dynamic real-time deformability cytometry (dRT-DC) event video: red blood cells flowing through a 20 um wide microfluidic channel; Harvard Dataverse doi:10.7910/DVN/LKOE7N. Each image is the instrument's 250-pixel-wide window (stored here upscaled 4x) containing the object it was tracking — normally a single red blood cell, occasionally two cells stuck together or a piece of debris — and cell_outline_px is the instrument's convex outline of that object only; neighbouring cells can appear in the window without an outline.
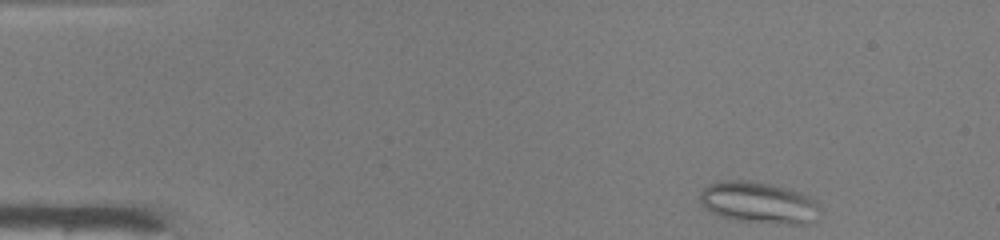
{"species": "common noctule bat (a hibernating species)", "species_latin": "Nyctalus noctula", "temperature_condition": "warm", "stored_images_in_passage": 44, "camera_frame_rate_fps": 3000, "um_per_image_px": 0.085, "animal": {"sex": "male", "body_mass_g": 19.0, "forearm_length_mm": 50.8}, "frame": {"image": 1, "passage_image": 1, "time_ms": 0.0, "image_size_px": [1000, 240], "cell_outline_px": [[824, 212], [816, 220], [808, 224], [788, 224], [736, 220], [720, 216], [704, 208], [700, 204], [700, 192], [708, 184], [720, 180], [752, 180], [784, 188], [808, 196]], "centroid_in_image_um": [64.47, 17.23], "position_along_channel_um": 20.5, "area_um2": 29.07}}
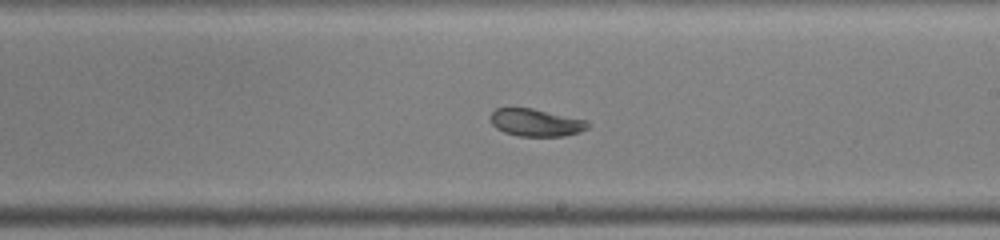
{"frame": {"image": 2, "passage_image": 24, "time_ms": 7.667, "image_size_px": [1000, 240], "cell_outline_px": [[592, 124], [588, 128], [580, 132], [564, 136], [516, 136], [504, 132], [496, 128], [492, 124], [492, 112], [496, 108], [532, 108], [588, 120]], "centroid_in_image_um": [45.61, 10.42], "position_along_channel_um": 243.4, "area_um2": 15.66}}
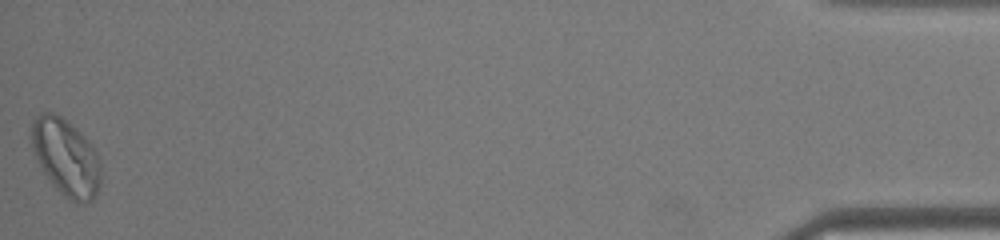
{"frame": {"image": 3, "passage_image": 44, "time_ms": 14.333, "image_size_px": [1000, 240], "cell_outline_px": [[100, 184], [96, 196], [92, 200], [84, 204], [72, 200], [64, 196], [56, 188], [44, 172], [32, 148], [32, 120], [40, 112], [52, 112], [60, 116], [76, 128], [84, 136], [96, 152], [100, 160]], "centroid_in_image_um": [5.62, 13.37], "position_along_channel_um": 429.6, "area_um2": 30.69}, "authors_computed_cell_mechanics": {"area_um2": 21.1548, "velocity_mm_per_s": 4.1377, "shape_relaxation_time_tau1_ms": 5.0437, "shape_relaxation_time_tau2_ms": 1.9673, "deformation_change_tau1": 0.1302, "deformation_change_tau2": 0.0591}}